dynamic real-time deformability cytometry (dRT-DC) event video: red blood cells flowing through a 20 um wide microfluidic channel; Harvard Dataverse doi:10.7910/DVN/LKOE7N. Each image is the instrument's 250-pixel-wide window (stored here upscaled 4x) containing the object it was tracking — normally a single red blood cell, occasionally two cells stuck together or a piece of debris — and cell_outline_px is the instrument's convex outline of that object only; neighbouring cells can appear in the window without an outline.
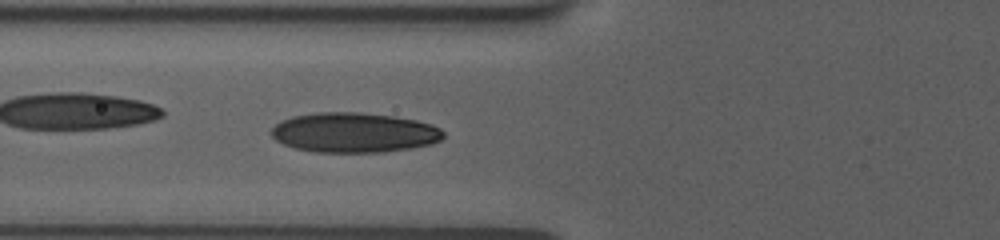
{"species": "human", "species_latin": "Homo sapiens", "temperature_condition": "room temperature", "stored_images_in_passage": 39, "camera_frame_rate_fps": 3000, "um_per_image_px": 0.085, "donor": {"sex": "female"}, "frame": {"image": 1, "passage_image": 10, "time_ms": 3.0, "image_size_px": [1000, 240], "cell_outline_px": [[444, 136], [440, 140], [432, 144], [412, 148], [384, 152], [316, 152], [292, 148], [276, 140], [272, 136], [272, 128], [280, 120], [292, 116], [320, 112], [360, 112], [392, 116], [416, 120], [432, 124], [440, 128], [444, 132]], "centroid_in_image_um": [30.1, 11.27], "position_along_channel_um": 95.7, "area_um2": 40.17}}
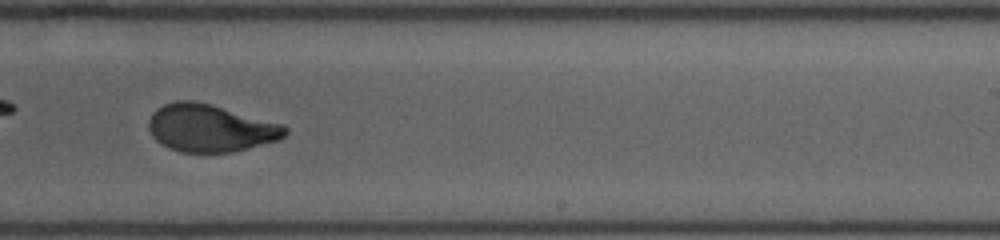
{"frame": {"image": 2, "passage_image": 22, "time_ms": 7.667, "image_size_px": [1000, 240], "cell_outline_px": [[288, 132], [280, 140], [232, 152], [180, 152], [168, 148], [156, 140], [152, 136], [148, 128], [148, 120], [152, 112], [156, 108], [164, 104], [176, 100], [192, 100], [208, 104], [284, 124], [288, 128]], "centroid_in_image_um": [17.86, 10.89], "position_along_channel_um": 271.1, "area_um2": 37.8}}
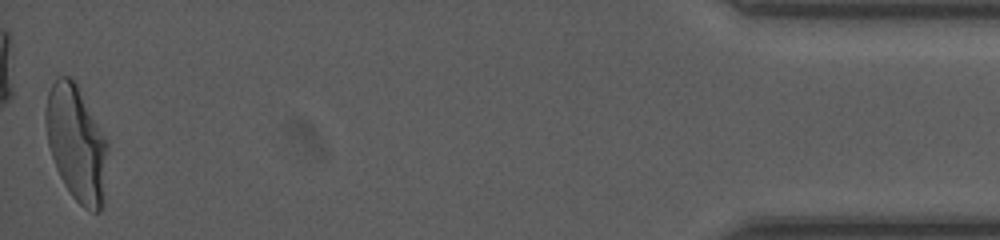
{"frame": {"image": 3, "passage_image": 39, "time_ms": 14.0, "image_size_px": [1000, 240], "cell_outline_px": [[108, 148], [104, 204], [100, 212], [92, 212], [84, 208], [72, 196], [64, 184], [56, 168], [48, 144], [44, 120], [44, 112], [48, 92], [56, 76], [68, 76], [76, 84], [108, 140]], "centroid_in_image_um": [6.51, 12.21], "position_along_channel_um": 428.7, "area_um2": 42.08}, "authors_computed_cell_mechanics": {"area_um2": 38.148, "velocity_mm_per_s": 3.7538, "shape_relaxation_time_tau1_ms": 4.0795, "shape_relaxation_time_tau2_ms": 0.7297, "deformation_change_tau1": 0.18, "deformation_change_tau2": 0.0639}}